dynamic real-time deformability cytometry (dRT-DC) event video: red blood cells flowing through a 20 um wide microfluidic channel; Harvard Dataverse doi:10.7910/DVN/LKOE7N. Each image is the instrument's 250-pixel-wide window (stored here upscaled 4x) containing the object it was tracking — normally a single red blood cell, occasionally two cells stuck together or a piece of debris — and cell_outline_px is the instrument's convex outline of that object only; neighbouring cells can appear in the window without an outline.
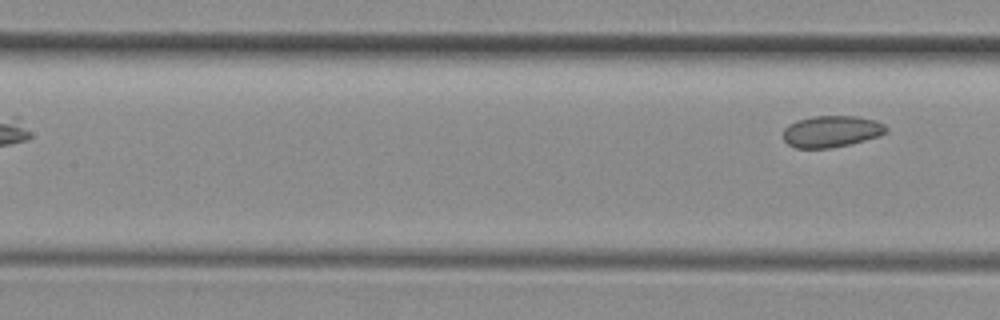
{"species": "common noctule bat (a hibernating species)", "species_latin": "Nyctalus noctula", "temperature_condition": "room temperature", "stored_images_in_passage": 4, "segment_of_instrument_passage": [2, 2], "camera_frame_rate_fps": 3000, "um_per_image_px": 0.085, "animal": {"sex": "female", "body_mass_g": 29.2, "forearm_length_mm": 56.3}, "frame": {"image": 1, "passage_image": 4, "time_ms": 1.0, "image_size_px": [1000, 320], "cell_outline_px": [[888, 132], [880, 136], [852, 144], [828, 148], [796, 148], [788, 144], [784, 140], [784, 128], [788, 124], [796, 120], [812, 116], [860, 116], [876, 120], [884, 124], [888, 128]], "centroid_in_image_um": [70.71, 11.16], "position_along_channel_um": 136.7, "area_um2": 19.25}}